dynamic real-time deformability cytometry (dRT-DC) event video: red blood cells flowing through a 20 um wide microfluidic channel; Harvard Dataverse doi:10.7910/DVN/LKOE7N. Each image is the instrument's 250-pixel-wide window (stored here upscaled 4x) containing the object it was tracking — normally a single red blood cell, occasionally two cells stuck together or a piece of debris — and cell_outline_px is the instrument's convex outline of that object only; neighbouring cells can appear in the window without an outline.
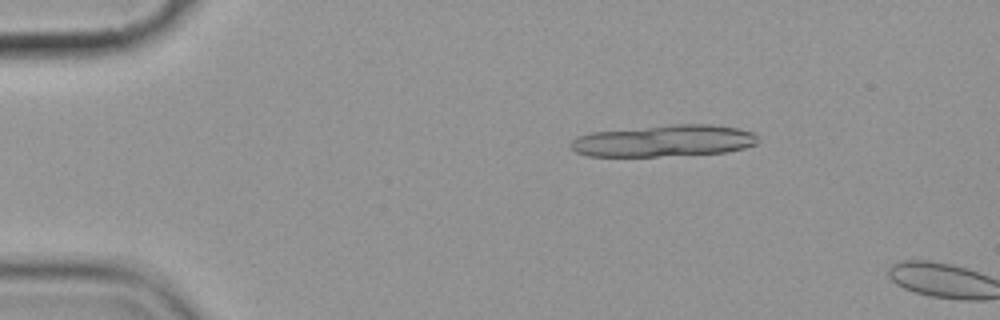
{"species": "common noctule bat (a hibernating species)", "species_latin": "Nyctalus noctula", "temperature_condition": "cold", "stored_images_in_passage": 3, "camera_frame_rate_fps": 3000, "um_per_image_px": 0.085, "animal": {"sex": "female", "body_mass_g": 19.9}, "frame": {"image": 1, "passage_image": 2, "time_ms": 1.333, "image_size_px": [1000, 320], "cell_outline_px": [[756, 144], [744, 148], [728, 152], [656, 156], [588, 156], [576, 152], [568, 144], [576, 136], [592, 132], [672, 124], [712, 124], [736, 128], [752, 132], [756, 136]], "centroid_in_image_um": [56.4, 11.96], "position_along_channel_um": 28.6, "area_um2": 34.51}}